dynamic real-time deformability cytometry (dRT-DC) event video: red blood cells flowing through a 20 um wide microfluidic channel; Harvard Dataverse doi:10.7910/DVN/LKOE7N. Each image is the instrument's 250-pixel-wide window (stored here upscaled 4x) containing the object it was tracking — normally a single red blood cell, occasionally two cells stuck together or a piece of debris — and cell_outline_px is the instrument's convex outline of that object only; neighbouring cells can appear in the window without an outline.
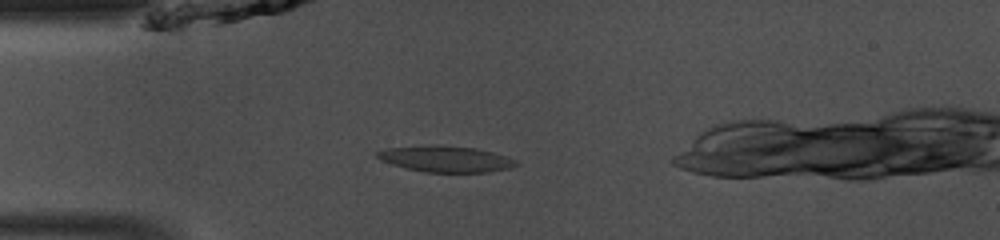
{"species": "common noctule bat (a hibernating species)", "species_latin": "Nyctalus noctula", "temperature_condition": "room temperature", "stored_images_in_passage": 35, "camera_frame_rate_fps": 3000, "um_per_image_px": 0.085, "animal": {"sex": "male", "body_mass_g": 13.0, "forearm_length_mm": 53.1}, "frame": {"image": 1, "passage_image": 5, "time_ms": 1.333, "image_size_px": [1000, 240], "cell_outline_px": [[520, 164], [508, 168], [488, 172], [424, 172], [392, 164], [380, 160], [376, 156], [376, 152], [388, 148], [476, 148], [492, 152], [516, 160]], "centroid_in_image_um": [37.94, 13.57], "position_along_channel_um": 47.1, "area_um2": 19.77}}
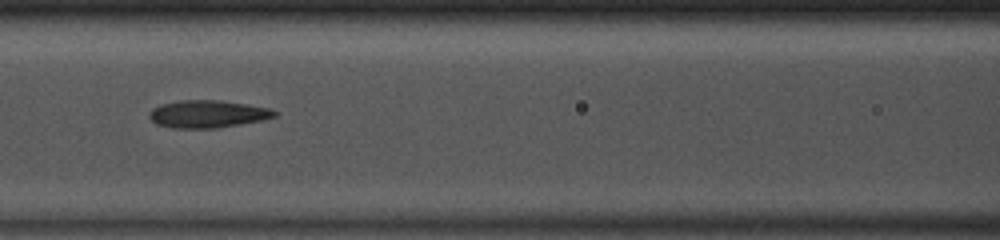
{"frame": {"image": 2, "passage_image": 13, "time_ms": 4.0, "image_size_px": [1000, 240], "cell_outline_px": [[280, 112], [276, 116], [260, 120], [240, 124], [216, 128], [172, 128], [156, 124], [148, 116], [148, 112], [152, 108], [160, 104], [180, 100], [216, 100], [244, 104], [268, 108]], "centroid_in_image_um": [17.6, 9.69], "position_along_channel_um": 149.0, "area_um2": 20.0}}
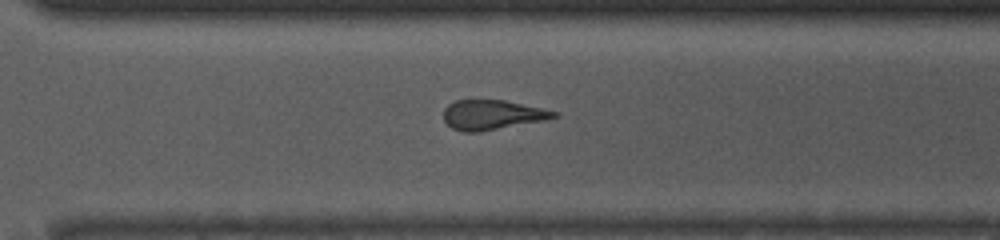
{"frame": {"image": 3, "passage_image": 26, "time_ms": 8.333, "image_size_px": [1000, 240], "cell_outline_px": [[556, 116], [544, 120], [480, 132], [464, 132], [452, 128], [444, 120], [444, 108], [448, 104], [456, 100], [504, 100], [540, 108], [556, 112]], "centroid_in_image_um": [41.77, 9.76], "position_along_channel_um": 328.8, "area_um2": 18.79}}